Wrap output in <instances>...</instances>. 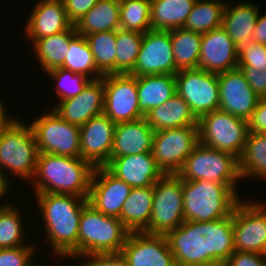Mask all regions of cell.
<instances>
[{
    "label": "cell",
    "instance_id": "cell-31",
    "mask_svg": "<svg viewBox=\"0 0 266 266\" xmlns=\"http://www.w3.org/2000/svg\"><path fill=\"white\" fill-rule=\"evenodd\" d=\"M195 1L151 0V29L170 31L183 28Z\"/></svg>",
    "mask_w": 266,
    "mask_h": 266
},
{
    "label": "cell",
    "instance_id": "cell-40",
    "mask_svg": "<svg viewBox=\"0 0 266 266\" xmlns=\"http://www.w3.org/2000/svg\"><path fill=\"white\" fill-rule=\"evenodd\" d=\"M56 82V95L59 102L79 95L91 81L81 73H74L62 67L52 69L45 73Z\"/></svg>",
    "mask_w": 266,
    "mask_h": 266
},
{
    "label": "cell",
    "instance_id": "cell-19",
    "mask_svg": "<svg viewBox=\"0 0 266 266\" xmlns=\"http://www.w3.org/2000/svg\"><path fill=\"white\" fill-rule=\"evenodd\" d=\"M115 126L104 114L92 117L80 126L81 158L94 167L105 166L111 157Z\"/></svg>",
    "mask_w": 266,
    "mask_h": 266
},
{
    "label": "cell",
    "instance_id": "cell-25",
    "mask_svg": "<svg viewBox=\"0 0 266 266\" xmlns=\"http://www.w3.org/2000/svg\"><path fill=\"white\" fill-rule=\"evenodd\" d=\"M227 3L222 17V28L228 33L233 42L242 46L251 41L256 26L259 6L249 1H242L237 5Z\"/></svg>",
    "mask_w": 266,
    "mask_h": 266
},
{
    "label": "cell",
    "instance_id": "cell-13",
    "mask_svg": "<svg viewBox=\"0 0 266 266\" xmlns=\"http://www.w3.org/2000/svg\"><path fill=\"white\" fill-rule=\"evenodd\" d=\"M177 93L199 119L219 110V82L216 73L202 69L181 70L175 74Z\"/></svg>",
    "mask_w": 266,
    "mask_h": 266
},
{
    "label": "cell",
    "instance_id": "cell-18",
    "mask_svg": "<svg viewBox=\"0 0 266 266\" xmlns=\"http://www.w3.org/2000/svg\"><path fill=\"white\" fill-rule=\"evenodd\" d=\"M131 189V186L113 175L105 166L95 167L88 204L104 215L120 218Z\"/></svg>",
    "mask_w": 266,
    "mask_h": 266
},
{
    "label": "cell",
    "instance_id": "cell-8",
    "mask_svg": "<svg viewBox=\"0 0 266 266\" xmlns=\"http://www.w3.org/2000/svg\"><path fill=\"white\" fill-rule=\"evenodd\" d=\"M198 127L200 144L240 158L248 135L246 120L215 110L202 115Z\"/></svg>",
    "mask_w": 266,
    "mask_h": 266
},
{
    "label": "cell",
    "instance_id": "cell-15",
    "mask_svg": "<svg viewBox=\"0 0 266 266\" xmlns=\"http://www.w3.org/2000/svg\"><path fill=\"white\" fill-rule=\"evenodd\" d=\"M176 74L170 31L148 30L143 35L132 76Z\"/></svg>",
    "mask_w": 266,
    "mask_h": 266
},
{
    "label": "cell",
    "instance_id": "cell-39",
    "mask_svg": "<svg viewBox=\"0 0 266 266\" xmlns=\"http://www.w3.org/2000/svg\"><path fill=\"white\" fill-rule=\"evenodd\" d=\"M21 214L20 209L11 204L0 210V249L28 244H25V226Z\"/></svg>",
    "mask_w": 266,
    "mask_h": 266
},
{
    "label": "cell",
    "instance_id": "cell-48",
    "mask_svg": "<svg viewBox=\"0 0 266 266\" xmlns=\"http://www.w3.org/2000/svg\"><path fill=\"white\" fill-rule=\"evenodd\" d=\"M251 41L266 45V13L258 15Z\"/></svg>",
    "mask_w": 266,
    "mask_h": 266
},
{
    "label": "cell",
    "instance_id": "cell-36",
    "mask_svg": "<svg viewBox=\"0 0 266 266\" xmlns=\"http://www.w3.org/2000/svg\"><path fill=\"white\" fill-rule=\"evenodd\" d=\"M62 68L84 74L91 80H98L103 77L96 68L92 51L85 37L81 35H77L70 42L69 51Z\"/></svg>",
    "mask_w": 266,
    "mask_h": 266
},
{
    "label": "cell",
    "instance_id": "cell-20",
    "mask_svg": "<svg viewBox=\"0 0 266 266\" xmlns=\"http://www.w3.org/2000/svg\"><path fill=\"white\" fill-rule=\"evenodd\" d=\"M239 47L222 28L202 34L199 69L222 73L237 68Z\"/></svg>",
    "mask_w": 266,
    "mask_h": 266
},
{
    "label": "cell",
    "instance_id": "cell-38",
    "mask_svg": "<svg viewBox=\"0 0 266 266\" xmlns=\"http://www.w3.org/2000/svg\"><path fill=\"white\" fill-rule=\"evenodd\" d=\"M151 0H120V29L145 33L151 30Z\"/></svg>",
    "mask_w": 266,
    "mask_h": 266
},
{
    "label": "cell",
    "instance_id": "cell-29",
    "mask_svg": "<svg viewBox=\"0 0 266 266\" xmlns=\"http://www.w3.org/2000/svg\"><path fill=\"white\" fill-rule=\"evenodd\" d=\"M74 26L81 36L120 29V0H98Z\"/></svg>",
    "mask_w": 266,
    "mask_h": 266
},
{
    "label": "cell",
    "instance_id": "cell-50",
    "mask_svg": "<svg viewBox=\"0 0 266 266\" xmlns=\"http://www.w3.org/2000/svg\"><path fill=\"white\" fill-rule=\"evenodd\" d=\"M9 182H11L9 179H6L5 177H3L0 174V200L4 196L8 195V192H10L9 190H10L11 187H9V186H10L11 183H9ZM9 205H10V202H9V204H8V202L4 203V205L1 203L0 204V210L4 209L5 207H7Z\"/></svg>",
    "mask_w": 266,
    "mask_h": 266
},
{
    "label": "cell",
    "instance_id": "cell-26",
    "mask_svg": "<svg viewBox=\"0 0 266 266\" xmlns=\"http://www.w3.org/2000/svg\"><path fill=\"white\" fill-rule=\"evenodd\" d=\"M145 118L154 132L183 126H198V118L178 93L164 104L150 110Z\"/></svg>",
    "mask_w": 266,
    "mask_h": 266
},
{
    "label": "cell",
    "instance_id": "cell-6",
    "mask_svg": "<svg viewBox=\"0 0 266 266\" xmlns=\"http://www.w3.org/2000/svg\"><path fill=\"white\" fill-rule=\"evenodd\" d=\"M38 148L30 125L15 119L0 131V174L7 179L6 170L21 180L31 182L37 164Z\"/></svg>",
    "mask_w": 266,
    "mask_h": 266
},
{
    "label": "cell",
    "instance_id": "cell-33",
    "mask_svg": "<svg viewBox=\"0 0 266 266\" xmlns=\"http://www.w3.org/2000/svg\"><path fill=\"white\" fill-rule=\"evenodd\" d=\"M238 160L242 179L255 177L265 180L266 134L248 133L244 150Z\"/></svg>",
    "mask_w": 266,
    "mask_h": 266
},
{
    "label": "cell",
    "instance_id": "cell-23",
    "mask_svg": "<svg viewBox=\"0 0 266 266\" xmlns=\"http://www.w3.org/2000/svg\"><path fill=\"white\" fill-rule=\"evenodd\" d=\"M28 17L24 33L33 43L43 37L59 34L73 24L68 20L63 0H38Z\"/></svg>",
    "mask_w": 266,
    "mask_h": 266
},
{
    "label": "cell",
    "instance_id": "cell-2",
    "mask_svg": "<svg viewBox=\"0 0 266 266\" xmlns=\"http://www.w3.org/2000/svg\"><path fill=\"white\" fill-rule=\"evenodd\" d=\"M35 195L52 255L77 259L79 223L88 198L54 193Z\"/></svg>",
    "mask_w": 266,
    "mask_h": 266
},
{
    "label": "cell",
    "instance_id": "cell-46",
    "mask_svg": "<svg viewBox=\"0 0 266 266\" xmlns=\"http://www.w3.org/2000/svg\"><path fill=\"white\" fill-rule=\"evenodd\" d=\"M248 133L266 134V97L259 98L256 109L247 120Z\"/></svg>",
    "mask_w": 266,
    "mask_h": 266
},
{
    "label": "cell",
    "instance_id": "cell-10",
    "mask_svg": "<svg viewBox=\"0 0 266 266\" xmlns=\"http://www.w3.org/2000/svg\"><path fill=\"white\" fill-rule=\"evenodd\" d=\"M52 112L43 113L31 126L39 153L81 157L80 127L62 119Z\"/></svg>",
    "mask_w": 266,
    "mask_h": 266
},
{
    "label": "cell",
    "instance_id": "cell-43",
    "mask_svg": "<svg viewBox=\"0 0 266 266\" xmlns=\"http://www.w3.org/2000/svg\"><path fill=\"white\" fill-rule=\"evenodd\" d=\"M240 68L250 87L259 98L266 97V67H238Z\"/></svg>",
    "mask_w": 266,
    "mask_h": 266
},
{
    "label": "cell",
    "instance_id": "cell-49",
    "mask_svg": "<svg viewBox=\"0 0 266 266\" xmlns=\"http://www.w3.org/2000/svg\"><path fill=\"white\" fill-rule=\"evenodd\" d=\"M4 104L0 100V131L7 128L15 119L16 117H9L8 112L6 111V106L4 107ZM7 112V113H6Z\"/></svg>",
    "mask_w": 266,
    "mask_h": 266
},
{
    "label": "cell",
    "instance_id": "cell-1",
    "mask_svg": "<svg viewBox=\"0 0 266 266\" xmlns=\"http://www.w3.org/2000/svg\"><path fill=\"white\" fill-rule=\"evenodd\" d=\"M165 236L176 266H222L235 251L232 213L209 222L184 221Z\"/></svg>",
    "mask_w": 266,
    "mask_h": 266
},
{
    "label": "cell",
    "instance_id": "cell-12",
    "mask_svg": "<svg viewBox=\"0 0 266 266\" xmlns=\"http://www.w3.org/2000/svg\"><path fill=\"white\" fill-rule=\"evenodd\" d=\"M243 201L232 211L234 249L266 255V205Z\"/></svg>",
    "mask_w": 266,
    "mask_h": 266
},
{
    "label": "cell",
    "instance_id": "cell-34",
    "mask_svg": "<svg viewBox=\"0 0 266 266\" xmlns=\"http://www.w3.org/2000/svg\"><path fill=\"white\" fill-rule=\"evenodd\" d=\"M224 7L225 5L219 2L196 0L183 28L206 34L221 27Z\"/></svg>",
    "mask_w": 266,
    "mask_h": 266
},
{
    "label": "cell",
    "instance_id": "cell-7",
    "mask_svg": "<svg viewBox=\"0 0 266 266\" xmlns=\"http://www.w3.org/2000/svg\"><path fill=\"white\" fill-rule=\"evenodd\" d=\"M177 175L182 180H206L237 184L241 180L239 160L234 155L198 144Z\"/></svg>",
    "mask_w": 266,
    "mask_h": 266
},
{
    "label": "cell",
    "instance_id": "cell-42",
    "mask_svg": "<svg viewBox=\"0 0 266 266\" xmlns=\"http://www.w3.org/2000/svg\"><path fill=\"white\" fill-rule=\"evenodd\" d=\"M237 67H266V45L250 41L240 46Z\"/></svg>",
    "mask_w": 266,
    "mask_h": 266
},
{
    "label": "cell",
    "instance_id": "cell-37",
    "mask_svg": "<svg viewBox=\"0 0 266 266\" xmlns=\"http://www.w3.org/2000/svg\"><path fill=\"white\" fill-rule=\"evenodd\" d=\"M144 33L116 30L115 74H130L139 54Z\"/></svg>",
    "mask_w": 266,
    "mask_h": 266
},
{
    "label": "cell",
    "instance_id": "cell-4",
    "mask_svg": "<svg viewBox=\"0 0 266 266\" xmlns=\"http://www.w3.org/2000/svg\"><path fill=\"white\" fill-rule=\"evenodd\" d=\"M237 184L183 180L185 221L209 222L228 217L240 200Z\"/></svg>",
    "mask_w": 266,
    "mask_h": 266
},
{
    "label": "cell",
    "instance_id": "cell-27",
    "mask_svg": "<svg viewBox=\"0 0 266 266\" xmlns=\"http://www.w3.org/2000/svg\"><path fill=\"white\" fill-rule=\"evenodd\" d=\"M153 196L154 186L131 189L119 218L130 233L145 232L148 229Z\"/></svg>",
    "mask_w": 266,
    "mask_h": 266
},
{
    "label": "cell",
    "instance_id": "cell-17",
    "mask_svg": "<svg viewBox=\"0 0 266 266\" xmlns=\"http://www.w3.org/2000/svg\"><path fill=\"white\" fill-rule=\"evenodd\" d=\"M120 254L128 266H176L165 235L129 233Z\"/></svg>",
    "mask_w": 266,
    "mask_h": 266
},
{
    "label": "cell",
    "instance_id": "cell-14",
    "mask_svg": "<svg viewBox=\"0 0 266 266\" xmlns=\"http://www.w3.org/2000/svg\"><path fill=\"white\" fill-rule=\"evenodd\" d=\"M104 110L115 124L145 117L139 110L137 77L130 74L103 76Z\"/></svg>",
    "mask_w": 266,
    "mask_h": 266
},
{
    "label": "cell",
    "instance_id": "cell-16",
    "mask_svg": "<svg viewBox=\"0 0 266 266\" xmlns=\"http://www.w3.org/2000/svg\"><path fill=\"white\" fill-rule=\"evenodd\" d=\"M219 82V110L248 120L256 109L259 97L250 87L245 74L235 68L217 74Z\"/></svg>",
    "mask_w": 266,
    "mask_h": 266
},
{
    "label": "cell",
    "instance_id": "cell-28",
    "mask_svg": "<svg viewBox=\"0 0 266 266\" xmlns=\"http://www.w3.org/2000/svg\"><path fill=\"white\" fill-rule=\"evenodd\" d=\"M137 91L139 110L146 116L150 110L164 104L177 93L175 75L137 77Z\"/></svg>",
    "mask_w": 266,
    "mask_h": 266
},
{
    "label": "cell",
    "instance_id": "cell-47",
    "mask_svg": "<svg viewBox=\"0 0 266 266\" xmlns=\"http://www.w3.org/2000/svg\"><path fill=\"white\" fill-rule=\"evenodd\" d=\"M80 258H84L85 262L82 260L79 266H128L121 254L87 255Z\"/></svg>",
    "mask_w": 266,
    "mask_h": 266
},
{
    "label": "cell",
    "instance_id": "cell-35",
    "mask_svg": "<svg viewBox=\"0 0 266 266\" xmlns=\"http://www.w3.org/2000/svg\"><path fill=\"white\" fill-rule=\"evenodd\" d=\"M93 54L98 72L115 74L116 31H104L84 36Z\"/></svg>",
    "mask_w": 266,
    "mask_h": 266
},
{
    "label": "cell",
    "instance_id": "cell-24",
    "mask_svg": "<svg viewBox=\"0 0 266 266\" xmlns=\"http://www.w3.org/2000/svg\"><path fill=\"white\" fill-rule=\"evenodd\" d=\"M153 135L154 130L145 117L116 124L111 157L151 152Z\"/></svg>",
    "mask_w": 266,
    "mask_h": 266
},
{
    "label": "cell",
    "instance_id": "cell-5",
    "mask_svg": "<svg viewBox=\"0 0 266 266\" xmlns=\"http://www.w3.org/2000/svg\"><path fill=\"white\" fill-rule=\"evenodd\" d=\"M129 233L119 218L104 215L87 204L79 223L78 257L120 254Z\"/></svg>",
    "mask_w": 266,
    "mask_h": 266
},
{
    "label": "cell",
    "instance_id": "cell-51",
    "mask_svg": "<svg viewBox=\"0 0 266 266\" xmlns=\"http://www.w3.org/2000/svg\"><path fill=\"white\" fill-rule=\"evenodd\" d=\"M208 1H215V2H219V3H221V4H224V5H226L227 4V2L225 3V1L223 0H208Z\"/></svg>",
    "mask_w": 266,
    "mask_h": 266
},
{
    "label": "cell",
    "instance_id": "cell-32",
    "mask_svg": "<svg viewBox=\"0 0 266 266\" xmlns=\"http://www.w3.org/2000/svg\"><path fill=\"white\" fill-rule=\"evenodd\" d=\"M176 73L199 68L202 34L184 28L170 30Z\"/></svg>",
    "mask_w": 266,
    "mask_h": 266
},
{
    "label": "cell",
    "instance_id": "cell-3",
    "mask_svg": "<svg viewBox=\"0 0 266 266\" xmlns=\"http://www.w3.org/2000/svg\"><path fill=\"white\" fill-rule=\"evenodd\" d=\"M95 167L81 157L39 153L32 178L34 193L70 194L88 198Z\"/></svg>",
    "mask_w": 266,
    "mask_h": 266
},
{
    "label": "cell",
    "instance_id": "cell-30",
    "mask_svg": "<svg viewBox=\"0 0 266 266\" xmlns=\"http://www.w3.org/2000/svg\"><path fill=\"white\" fill-rule=\"evenodd\" d=\"M75 26L59 34L37 39L32 43V50L37 57L41 69L48 71L62 67L69 51L70 42L77 36Z\"/></svg>",
    "mask_w": 266,
    "mask_h": 266
},
{
    "label": "cell",
    "instance_id": "cell-9",
    "mask_svg": "<svg viewBox=\"0 0 266 266\" xmlns=\"http://www.w3.org/2000/svg\"><path fill=\"white\" fill-rule=\"evenodd\" d=\"M183 180L177 174H164L154 184L151 219L145 233L166 235L180 226L183 214Z\"/></svg>",
    "mask_w": 266,
    "mask_h": 266
},
{
    "label": "cell",
    "instance_id": "cell-21",
    "mask_svg": "<svg viewBox=\"0 0 266 266\" xmlns=\"http://www.w3.org/2000/svg\"><path fill=\"white\" fill-rule=\"evenodd\" d=\"M52 109L62 119L79 127L92 117L103 114V77L91 80L79 95L60 101L57 107Z\"/></svg>",
    "mask_w": 266,
    "mask_h": 266
},
{
    "label": "cell",
    "instance_id": "cell-11",
    "mask_svg": "<svg viewBox=\"0 0 266 266\" xmlns=\"http://www.w3.org/2000/svg\"><path fill=\"white\" fill-rule=\"evenodd\" d=\"M198 144V126L163 129L154 132L151 152L163 174H177Z\"/></svg>",
    "mask_w": 266,
    "mask_h": 266
},
{
    "label": "cell",
    "instance_id": "cell-22",
    "mask_svg": "<svg viewBox=\"0 0 266 266\" xmlns=\"http://www.w3.org/2000/svg\"><path fill=\"white\" fill-rule=\"evenodd\" d=\"M105 167L132 188L154 186L164 175L156 165L152 152L110 157Z\"/></svg>",
    "mask_w": 266,
    "mask_h": 266
},
{
    "label": "cell",
    "instance_id": "cell-45",
    "mask_svg": "<svg viewBox=\"0 0 266 266\" xmlns=\"http://www.w3.org/2000/svg\"><path fill=\"white\" fill-rule=\"evenodd\" d=\"M98 0H63L67 18L74 25L87 12H89Z\"/></svg>",
    "mask_w": 266,
    "mask_h": 266
},
{
    "label": "cell",
    "instance_id": "cell-41",
    "mask_svg": "<svg viewBox=\"0 0 266 266\" xmlns=\"http://www.w3.org/2000/svg\"><path fill=\"white\" fill-rule=\"evenodd\" d=\"M36 244L31 242L24 246L0 249V266H39L33 262Z\"/></svg>",
    "mask_w": 266,
    "mask_h": 266
},
{
    "label": "cell",
    "instance_id": "cell-44",
    "mask_svg": "<svg viewBox=\"0 0 266 266\" xmlns=\"http://www.w3.org/2000/svg\"><path fill=\"white\" fill-rule=\"evenodd\" d=\"M222 266H266V255L234 251Z\"/></svg>",
    "mask_w": 266,
    "mask_h": 266
}]
</instances>
